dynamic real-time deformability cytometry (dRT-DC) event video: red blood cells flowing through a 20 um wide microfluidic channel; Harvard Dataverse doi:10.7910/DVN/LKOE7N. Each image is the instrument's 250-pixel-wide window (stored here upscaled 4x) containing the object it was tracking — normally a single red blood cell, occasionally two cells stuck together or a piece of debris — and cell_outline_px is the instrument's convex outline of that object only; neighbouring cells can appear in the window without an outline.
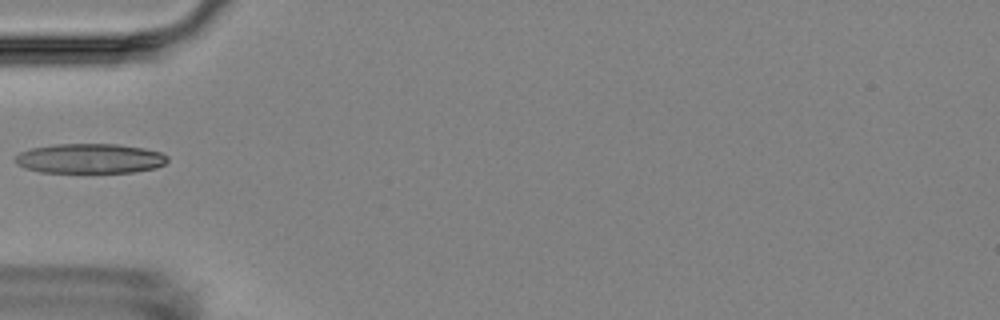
{"species": "Egyptian fruit bat (a non-hibernating species)", "species_latin": "Rousettus aegyptiacus", "temperature_condition": "room temperature", "stored_images_in_passage": 4, "camera_frame_rate_fps": 3000, "um_per_image_px": 0.085, "animal": {"sex": "female"}, "frame": {"image": 1, "passage_image": 3, "time_ms": 2.333, "image_size_px": [1000, 320], "cell_outline_px": [[168, 160], [164, 164], [156, 168], [132, 172], [40, 172], [24, 168], [16, 164], [12, 160], [20, 152], [32, 148], [52, 144], [116, 144], [144, 148], [160, 152], [168, 156]], "centroid_in_image_um": [7.62, 13.47], "position_along_channel_um": 77.4, "area_um2": 26.53}}